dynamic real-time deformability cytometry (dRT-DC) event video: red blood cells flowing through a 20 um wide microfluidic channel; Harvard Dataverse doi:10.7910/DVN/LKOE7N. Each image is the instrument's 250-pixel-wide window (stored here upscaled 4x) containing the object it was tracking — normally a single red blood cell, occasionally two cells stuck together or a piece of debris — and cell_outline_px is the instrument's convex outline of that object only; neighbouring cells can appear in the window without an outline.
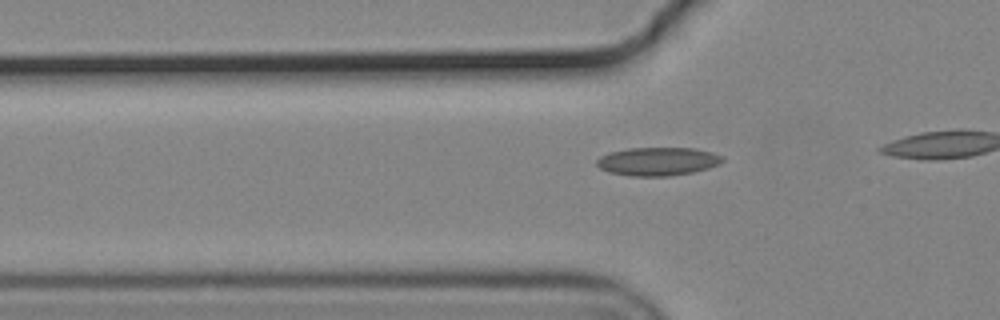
{"species": "common noctule bat (a hibernating species)", "species_latin": "Nyctalus noctula", "temperature_condition": "cold", "stored_images_in_passage": 28, "camera_frame_rate_fps": 3000, "um_per_image_px": 0.085, "animal": {"sex": "male", "body_mass_g": 19.2, "forearm_length_mm": 51.8}, "frame": {"image": 1, "passage_image": 6, "time_ms": 1.667, "image_size_px": [1000, 320], "cell_outline_px": [[724, 160], [720, 164], [708, 168], [692, 172], [668, 176], [632, 176], [608, 172], [600, 168], [596, 164], [596, 160], [600, 156], [608, 152], [628, 148], [692, 148], [712, 152], [724, 156]], "centroid_in_image_um": [55.9, 13.71], "position_along_channel_um": 69.9, "area_um2": 20.87}}
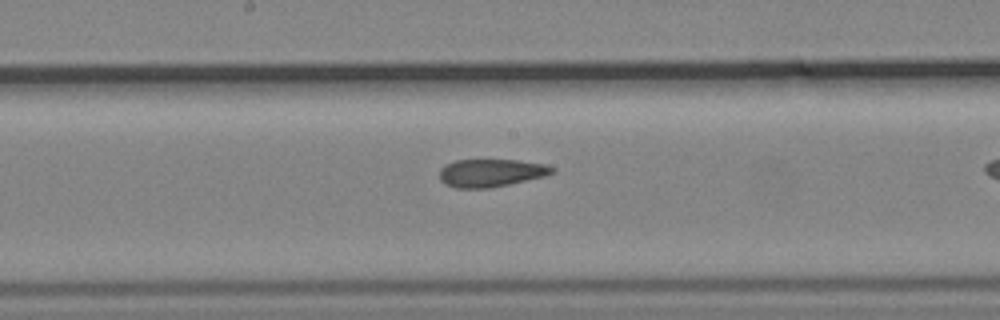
{"frame": {"image": 2, "passage_image": 17, "time_ms": 5.333, "image_size_px": [1000, 320], "cell_outline_px": [[556, 172], [544, 176], [508, 184], [488, 188], [456, 188], [444, 184], [440, 180], [440, 168], [444, 164], [456, 160], [516, 160], [544, 164], [556, 168]], "centroid_in_image_um": [41.7, 14.69], "position_along_channel_um": 206.5, "area_um2": 18.26}}
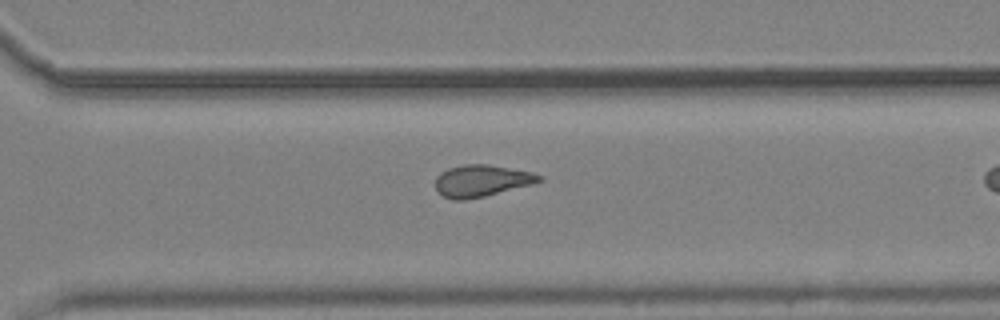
{"frame": {"image": 3, "passage_image": 27, "time_ms": 8.667, "image_size_px": [1000, 320], "cell_outline_px": [[544, 180], [532, 184], [484, 196], [464, 200], [452, 200], [436, 192], [436, 176], [440, 172], [448, 168], [464, 164], [488, 164], [532, 172], [544, 176]], "centroid_in_image_um": [40.92, 15.36], "position_along_channel_um": 329.7, "area_um2": 19.31}}